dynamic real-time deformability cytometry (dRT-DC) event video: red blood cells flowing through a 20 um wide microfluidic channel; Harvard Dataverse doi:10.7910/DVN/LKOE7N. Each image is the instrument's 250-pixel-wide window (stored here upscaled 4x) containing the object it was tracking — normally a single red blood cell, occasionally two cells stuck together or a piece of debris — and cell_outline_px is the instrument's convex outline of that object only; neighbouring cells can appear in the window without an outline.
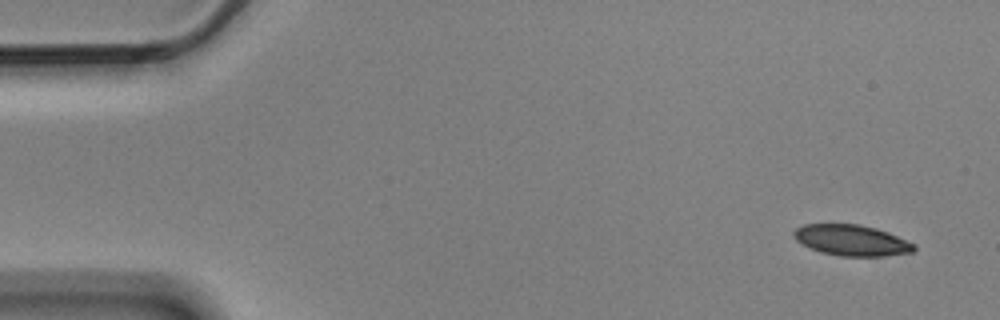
{"species": "Egyptian fruit bat (a non-hibernating species)", "species_latin": "Rousettus aegyptiacus", "temperature_condition": "cold", "stored_images_in_passage": 5, "camera_frame_rate_fps": 3000, "um_per_image_px": 0.085, "animal": {"sex": "male"}, "frame": {"image": 1, "passage_image": 1, "time_ms": 0.0, "image_size_px": [1000, 320], "cell_outline_px": [[916, 248], [912, 252], [884, 256], [840, 256], [820, 252], [796, 240], [792, 236], [792, 232], [796, 228], [804, 224], [860, 224], [876, 228], [888, 232], [916, 244]], "centroid_in_image_um": [72.39, 20.42], "position_along_channel_um": 12.6, "area_um2": 21.68}}